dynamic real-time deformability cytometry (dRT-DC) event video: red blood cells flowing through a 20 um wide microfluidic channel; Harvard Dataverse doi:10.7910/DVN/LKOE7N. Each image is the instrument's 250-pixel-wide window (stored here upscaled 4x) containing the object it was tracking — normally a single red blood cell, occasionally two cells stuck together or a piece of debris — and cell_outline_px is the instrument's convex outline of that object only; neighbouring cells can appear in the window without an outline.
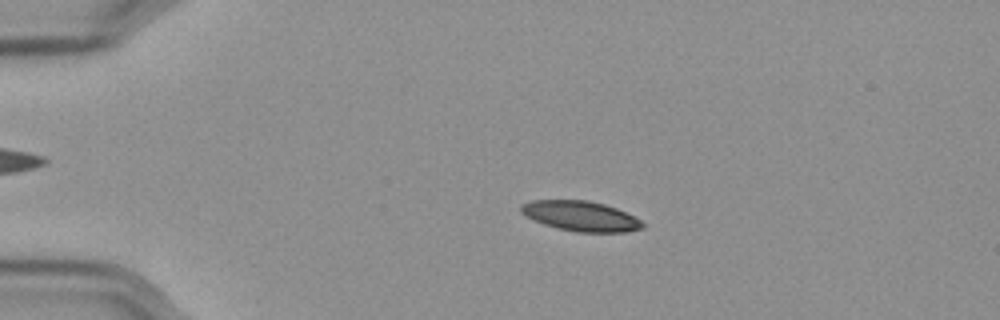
{"species": "Egyptian fruit bat (a non-hibernating species)", "species_latin": "Rousettus aegyptiacus", "temperature_condition": "cold", "stored_images_in_passage": 58, "camera_frame_rate_fps": 3000, "um_per_image_px": 0.085, "frame": {"image": 1, "passage_image": 13, "time_ms": 4.0, "image_size_px": [1000, 320], "cell_outline_px": [[644, 228], [624, 232], [576, 232], [544, 224], [524, 216], [520, 212], [520, 204], [532, 200], [588, 200], [604, 204], [616, 208], [640, 220], [644, 224]], "centroid_in_image_um": [49.32, 18.36], "position_along_channel_um": 35.7, "area_um2": 21.21}}
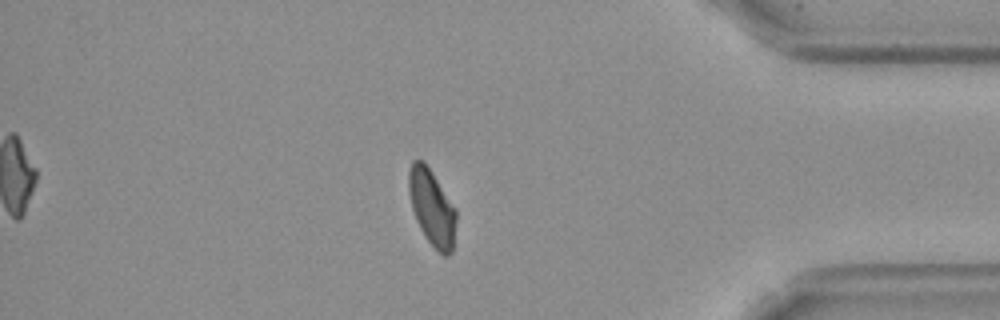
{"frame": {"image": 2, "passage_image": 50, "time_ms": 16.333, "image_size_px": [1000, 320], "cell_outline_px": [[456, 220], [452, 252], [448, 256], [444, 256], [424, 236], [416, 220], [412, 208], [408, 192], [408, 172], [412, 160], [424, 160], [456, 208]], "centroid_in_image_um": [36.7, 17.61], "position_along_channel_um": 398.5, "area_um2": 21.04}}
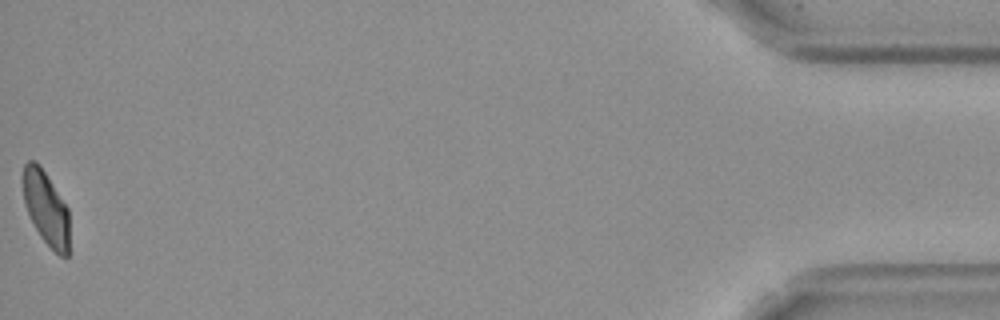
{"frame": {"image": 3, "passage_image": 58, "time_ms": 19.0, "image_size_px": [1000, 320], "cell_outline_px": [[68, 256], [60, 256], [40, 236], [24, 204], [20, 180], [20, 176], [24, 164], [28, 160], [36, 160], [40, 164], [68, 208]], "centroid_in_image_um": [3.85, 17.58], "position_along_channel_um": 431.3, "area_um2": 20.17}, "authors_computed_cell_mechanics": {"area_um2": 21.4438, "velocity_mm_per_s": 3.5605, "shape_relaxation_time_tau1_ms": null, "shape_relaxation_time_tau2_ms": 3.1871, "deformation_change_tau1": null, "deformation_change_tau2": 0.0722}}